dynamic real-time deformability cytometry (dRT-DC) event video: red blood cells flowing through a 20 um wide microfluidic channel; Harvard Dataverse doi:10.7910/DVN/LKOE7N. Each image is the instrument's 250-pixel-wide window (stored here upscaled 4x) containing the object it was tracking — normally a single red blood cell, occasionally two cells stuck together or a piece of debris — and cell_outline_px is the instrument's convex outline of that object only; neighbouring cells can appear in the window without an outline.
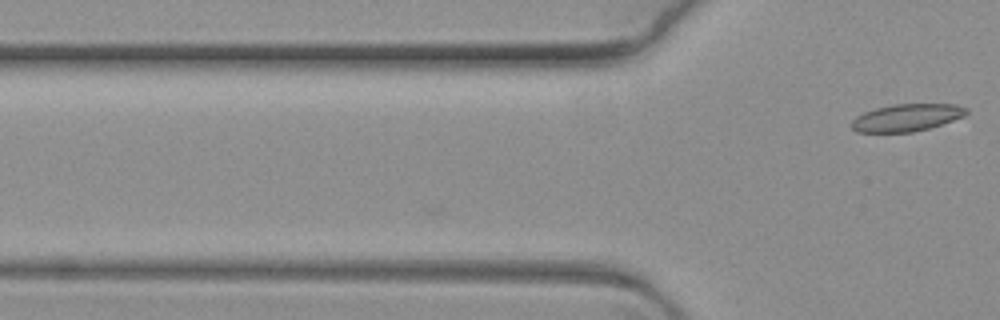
{"species": "common noctule bat (a hibernating species)", "species_latin": "Nyctalus noctula", "temperature_condition": "warm", "stored_images_in_passage": 6, "camera_frame_rate_fps": 3000, "um_per_image_px": 0.085, "animal": {"sex": "female", "body_mass_g": 19.3, "forearm_length_mm": 54.1}, "frame": {"image": 1, "passage_image": 6, "time_ms": 1.667, "image_size_px": [1000, 320], "cell_outline_px": [[968, 112], [964, 116], [928, 128], [912, 132], [856, 132], [852, 128], [852, 120], [856, 116], [864, 112], [876, 108], [892, 104], [956, 104], [968, 108]], "centroid_in_image_um": [77.06, 9.99], "position_along_channel_um": 48.7, "area_um2": 18.15}}